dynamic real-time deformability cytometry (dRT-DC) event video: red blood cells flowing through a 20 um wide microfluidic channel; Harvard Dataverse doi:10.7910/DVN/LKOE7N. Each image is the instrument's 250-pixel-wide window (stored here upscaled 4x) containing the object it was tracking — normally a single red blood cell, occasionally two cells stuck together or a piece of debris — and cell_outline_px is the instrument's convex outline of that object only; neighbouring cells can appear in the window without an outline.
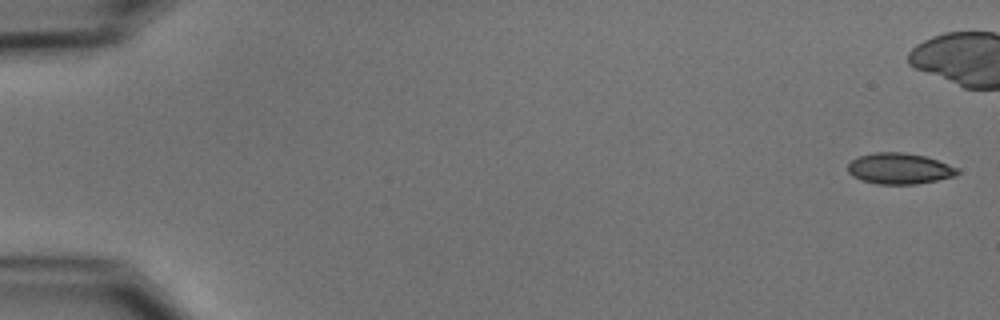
{"species": "common noctule bat (a hibernating species)", "species_latin": "Nyctalus noctula", "temperature_condition": "cold", "stored_images_in_passage": 6, "camera_frame_rate_fps": 3000, "um_per_image_px": 0.085, "animal": {"sex": "male", "body_mass_g": 15.6}, "frame": {"image": 1, "passage_image": 1, "time_ms": 0.0, "image_size_px": [1000, 320], "cell_outline_px": [[960, 172], [956, 176], [916, 184], [876, 184], [852, 176], [848, 172], [848, 164], [852, 160], [860, 156], [876, 152], [904, 152], [924, 156], [960, 168]], "centroid_in_image_um": [76.47, 14.33], "position_along_channel_um": 8.5, "area_um2": 19.71}}